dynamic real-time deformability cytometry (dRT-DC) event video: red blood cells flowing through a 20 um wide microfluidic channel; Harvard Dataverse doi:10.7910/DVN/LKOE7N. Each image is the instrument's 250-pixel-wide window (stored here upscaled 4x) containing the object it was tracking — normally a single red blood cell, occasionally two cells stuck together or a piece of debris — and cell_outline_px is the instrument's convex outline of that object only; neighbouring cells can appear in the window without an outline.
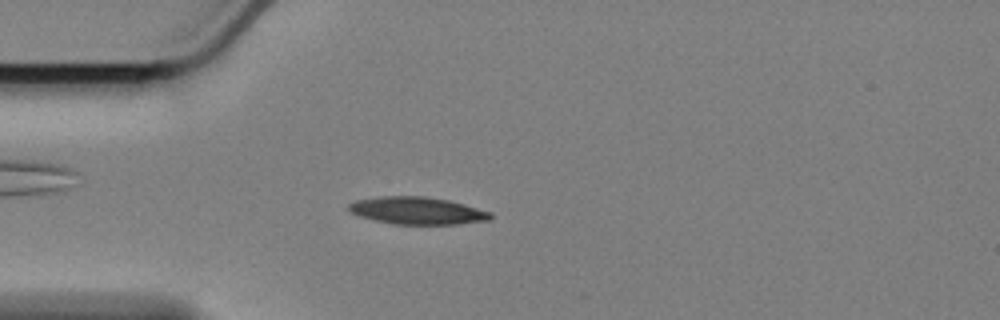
{"species": "Egyptian fruit bat (a non-hibernating species)", "species_latin": "Rousettus aegyptiacus", "temperature_condition": "cold", "stored_images_in_passage": 58, "camera_frame_rate_fps": 3000, "um_per_image_px": 0.085, "animal": {"sex": "female"}, "frame": {"image": 1, "passage_image": 14, "time_ms": 4.333, "image_size_px": [1000, 320], "cell_outline_px": [[492, 216], [488, 220], [460, 224], [396, 224], [376, 220], [360, 216], [352, 212], [348, 208], [348, 204], [356, 200], [376, 196], [424, 196], [448, 200], [464, 204], [492, 212]], "centroid_in_image_um": [35.47, 17.9], "position_along_channel_um": 49.5, "area_um2": 22.48}}
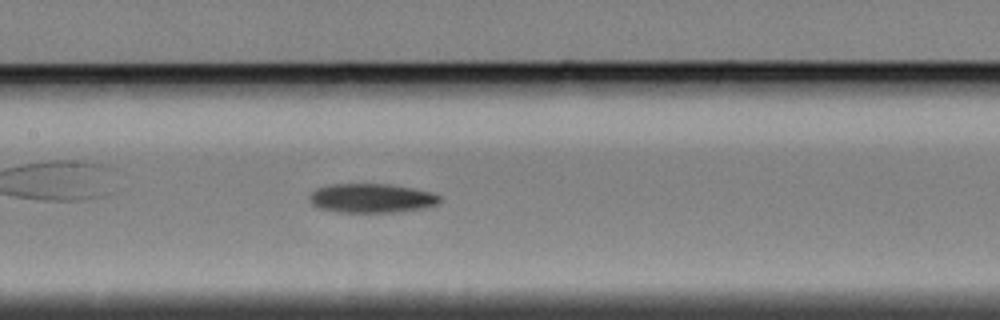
{"frame": {"image": 2, "passage_image": 26, "time_ms": 8.333, "image_size_px": [1000, 320], "cell_outline_px": [[440, 200], [436, 204], [424, 208], [392, 212], [336, 212], [320, 208], [312, 204], [308, 200], [308, 196], [316, 188], [328, 184], [388, 184], [412, 188], [432, 192], [440, 196]], "centroid_in_image_um": [31.53, 16.84], "position_along_channel_um": 175.9, "area_um2": 22.14}}
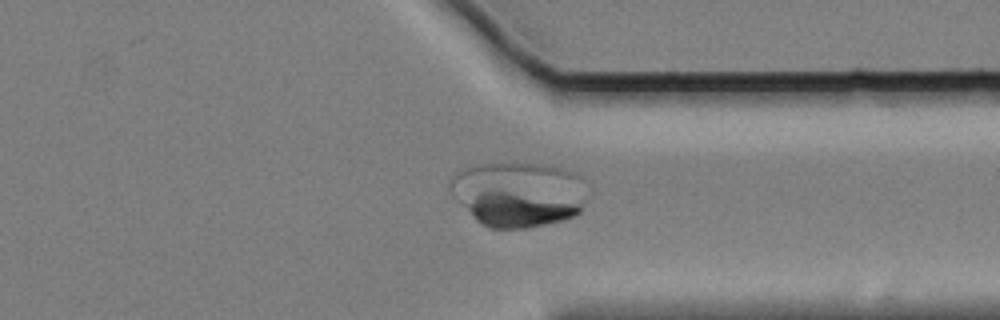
{"frame": {"image": 3, "passage_image": 43, "time_ms": 14.0, "image_size_px": [1000, 320], "cell_outline_px": [[580, 212], [576, 216], [564, 220], [528, 228], [488, 228], [480, 224], [476, 220], [460, 200], [488, 188], [580, 204]], "centroid_in_image_um": [43.94, 17.81], "position_along_channel_um": 367.5, "area_um2": 23.47}, "authors_computed_cell_mechanics": {"area_um2": 22.5709, "velocity_mm_per_s": 3.3917, "shape_relaxation_time_tau1_ms": 7.1288, "shape_relaxation_time_tau2_ms": null, "deformation_change_tau1": 0.1306, "deformation_change_tau2": null}}